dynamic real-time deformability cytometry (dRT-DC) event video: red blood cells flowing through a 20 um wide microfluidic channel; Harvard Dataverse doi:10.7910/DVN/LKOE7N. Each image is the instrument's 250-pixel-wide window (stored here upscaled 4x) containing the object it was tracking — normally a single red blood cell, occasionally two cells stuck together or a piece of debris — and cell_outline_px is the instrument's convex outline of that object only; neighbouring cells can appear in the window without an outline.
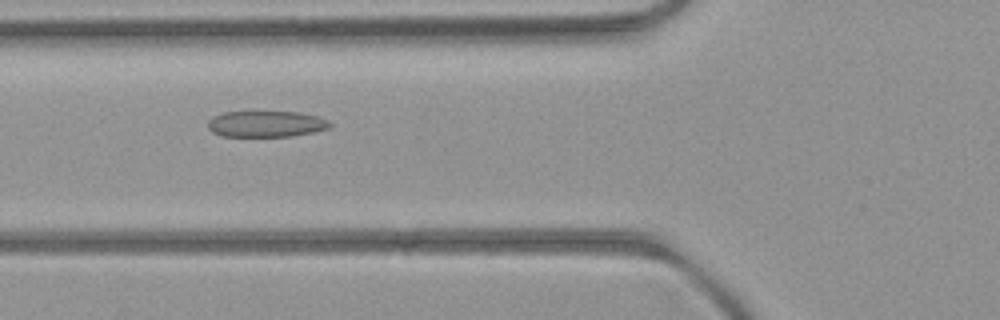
{"species": "common noctule bat (a hibernating species)", "species_latin": "Nyctalus noctula", "temperature_condition": "room temperature", "stored_images_in_passage": 52, "camera_frame_rate_fps": 3000, "um_per_image_px": 0.085, "animal": {"sex": "female", "body_mass_g": 21.9}, "frame": {"image": 1, "passage_image": 20, "time_ms": 6.333, "image_size_px": [1000, 320], "cell_outline_px": [[332, 124], [328, 128], [312, 132], [292, 136], [220, 136], [212, 132], [208, 128], [208, 120], [212, 116], [224, 112], [300, 112], [316, 116], [328, 120]], "centroid_in_image_um": [22.58, 10.53], "position_along_channel_um": 103.2, "area_um2": 18.55}}
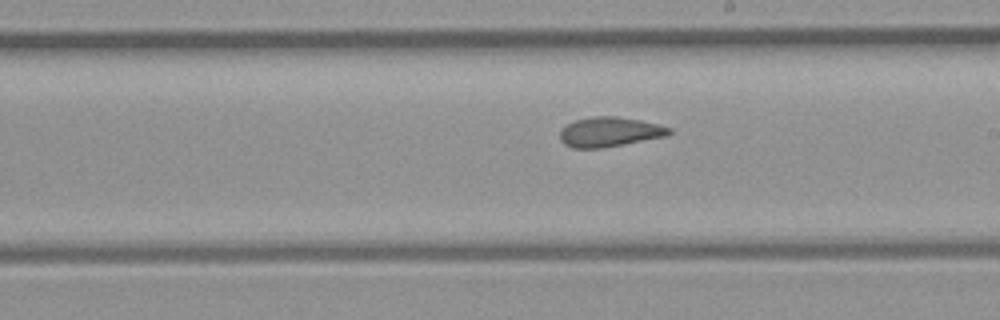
{"frame": {"image": 2, "passage_image": 30, "time_ms": 9.667, "image_size_px": [1000, 320], "cell_outline_px": [[672, 132], [664, 136], [604, 148], [572, 148], [564, 144], [560, 140], [560, 132], [568, 124], [576, 120], [592, 116], [616, 116], [640, 120], [660, 124], [672, 128]], "centroid_in_image_um": [51.82, 11.21], "position_along_channel_um": 237.2, "area_um2": 18.84}}
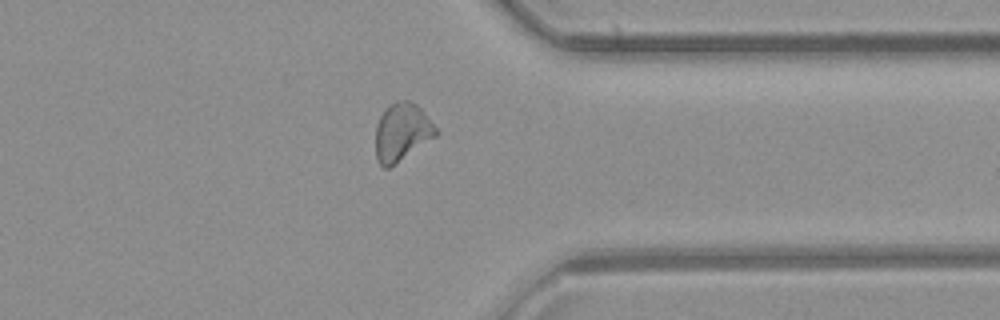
{"frame": {"image": 3, "passage_image": 41, "time_ms": 13.333, "image_size_px": [1000, 320], "cell_outline_px": [[440, 132], [436, 136], [396, 164], [388, 168], [384, 168], [376, 160], [376, 124], [384, 108], [388, 104], [396, 100], [408, 100], [416, 104], [420, 108]], "centroid_in_image_um": [34.15, 11.22], "position_along_channel_um": 377.3, "area_um2": 20.52}, "authors_computed_cell_mechanics": {"area_um2": 20.0855, "velocity_mm_per_s": 4.0065, "shape_relaxation_time_tau1_ms": null, "shape_relaxation_time_tau2_ms": 1.6977, "deformation_change_tau1": null, "deformation_change_tau2": 0.0817}}